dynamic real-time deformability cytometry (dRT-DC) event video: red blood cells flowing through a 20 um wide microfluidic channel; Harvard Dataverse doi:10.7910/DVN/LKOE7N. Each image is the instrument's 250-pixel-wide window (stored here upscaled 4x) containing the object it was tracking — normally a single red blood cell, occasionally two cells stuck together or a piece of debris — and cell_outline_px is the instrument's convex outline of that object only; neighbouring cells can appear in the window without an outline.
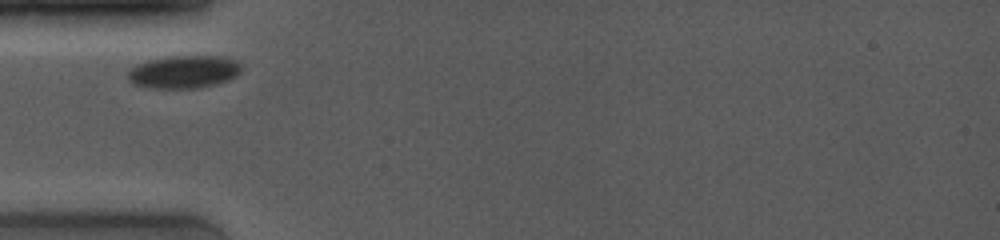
{"species": "common noctule bat (a hibernating species)", "species_latin": "Nyctalus noctula", "temperature_condition": "room temperature", "stored_images_in_passage": 2, "camera_frame_rate_fps": 4000, "um_per_image_px": 0.085, "animal": {"sex": "female", "body_mass_g": 19.0, "forearm_length_mm": 53.3}, "frame": {"image": 1, "passage_image": 1, "time_ms": 0.0, "image_size_px": [1000, 240], "cell_outline_px": [[240, 72], [236, 76], [228, 80], [216, 84], [196, 88], [152, 88], [132, 84], [128, 80], [128, 72], [136, 64], [148, 60], [172, 56], [220, 56], [236, 60], [240, 64]], "centroid_in_image_um": [15.61, 6.11], "position_along_channel_um": 69.4, "area_um2": 21.68}}